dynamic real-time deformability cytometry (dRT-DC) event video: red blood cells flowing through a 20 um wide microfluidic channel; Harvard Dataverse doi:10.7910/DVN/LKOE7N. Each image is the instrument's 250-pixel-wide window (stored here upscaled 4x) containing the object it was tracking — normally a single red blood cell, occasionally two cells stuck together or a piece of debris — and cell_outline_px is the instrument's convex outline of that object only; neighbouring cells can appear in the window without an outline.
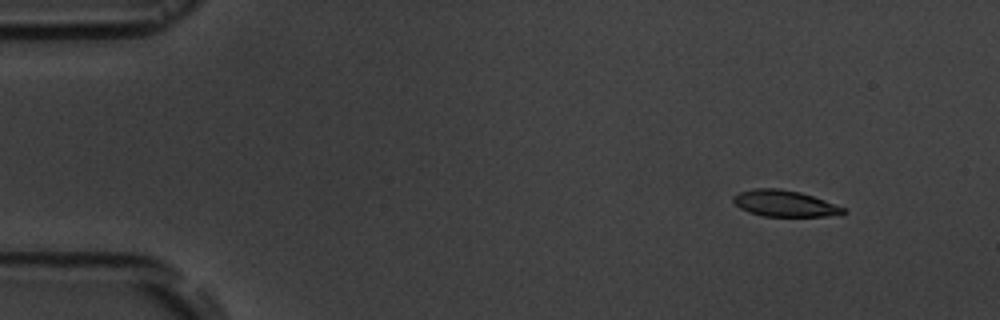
{"species": "common noctule bat (a hibernating species)", "species_latin": "Nyctalus noctula", "temperature_condition": "room temperature", "stored_images_in_passage": 8, "camera_frame_rate_fps": 3000, "um_per_image_px": 0.085, "animal": {"sex": "male", "body_mass_g": 19.5, "forearm_length_mm": 54.6}, "frame": {"image": 1, "passage_image": 2, "time_ms": 1.0, "image_size_px": [1000, 320], "cell_outline_px": [[848, 212], [824, 216], [764, 216], [748, 212], [740, 208], [732, 200], [732, 196], [740, 192], [752, 188], [776, 188], [800, 192], [848, 208]], "centroid_in_image_um": [66.68, 17.29], "position_along_channel_um": 18.3, "area_um2": 16.82}}
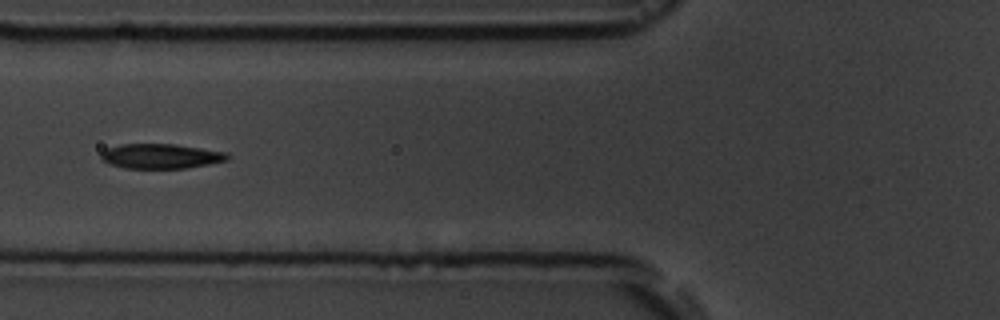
{"frame": {"image": 2, "passage_image": 6, "time_ms": 6.333, "image_size_px": [1000, 320], "cell_outline_px": [[228, 160], [188, 168], [124, 168], [108, 164], [100, 160], [100, 152], [108, 148], [120, 144], [176, 144], [228, 152]], "centroid_in_image_um": [13.64, 13.27], "position_along_channel_um": 112.2, "area_um2": 18.44}}
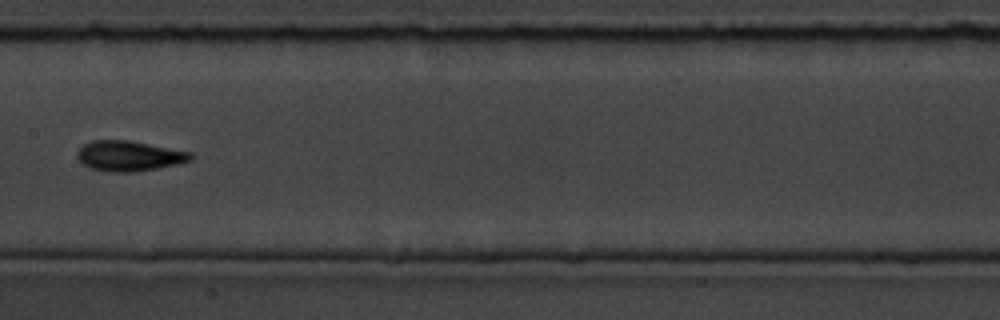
{"frame": {"image": 3, "passage_image": 8, "time_ms": 8.667, "image_size_px": [1000, 320], "cell_outline_px": [[192, 160], [176, 164], [156, 168], [132, 172], [112, 172], [92, 168], [84, 164], [76, 156], [76, 152], [84, 144], [92, 140], [128, 140], [192, 152]], "centroid_in_image_um": [10.96, 13.24], "position_along_channel_um": 196.4, "area_um2": 19.77}}